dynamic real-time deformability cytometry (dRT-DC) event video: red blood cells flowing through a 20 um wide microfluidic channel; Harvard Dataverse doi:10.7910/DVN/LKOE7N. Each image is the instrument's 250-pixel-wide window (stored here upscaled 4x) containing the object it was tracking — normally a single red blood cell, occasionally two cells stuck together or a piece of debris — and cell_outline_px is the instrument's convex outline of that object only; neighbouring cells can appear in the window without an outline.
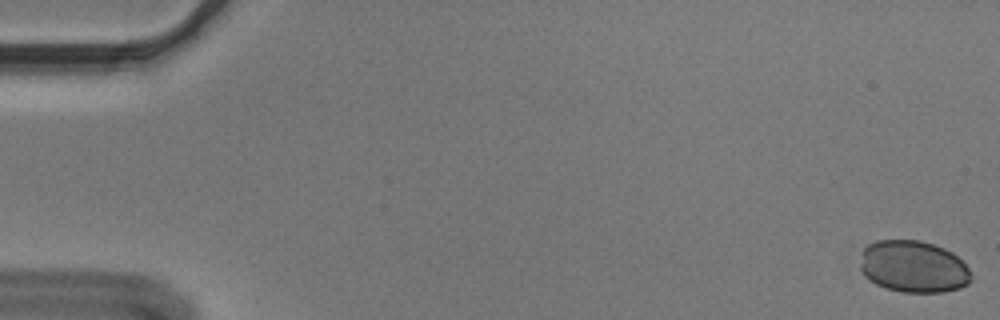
{"species": "Egyptian fruit bat (a non-hibernating species)", "species_latin": "Rousettus aegyptiacus", "temperature_condition": "cold", "stored_images_in_passage": 56, "camera_frame_rate_fps": 3000, "um_per_image_px": 0.085, "animal": {"sex": "male"}, "frame": {"image": 1, "passage_image": 1, "time_ms": 0.0, "image_size_px": [1000, 320], "cell_outline_px": [[972, 280], [968, 284], [960, 288], [944, 292], [904, 292], [888, 288], [876, 284], [864, 276], [860, 268], [860, 264], [864, 248], [868, 244], [876, 240], [920, 240], [944, 248], [952, 252], [968, 268], [972, 276]], "centroid_in_image_um": [77.64, 22.66], "position_along_channel_um": 7.4, "area_um2": 33.58}}
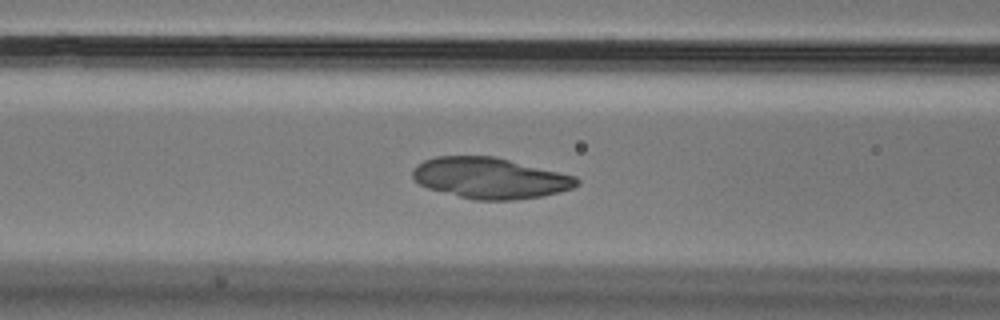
{"frame": {"image": 2, "passage_image": 23, "time_ms": 7.333, "image_size_px": [1000, 320], "cell_outline_px": [[580, 184], [572, 188], [560, 192], [544, 196], [516, 200], [476, 200], [428, 188], [420, 184], [412, 176], [412, 168], [416, 164], [424, 160], [436, 156], [496, 156], [576, 176], [580, 180]], "centroid_in_image_um": [41.68, 15.13], "position_along_channel_um": 124.9, "area_um2": 39.36}}
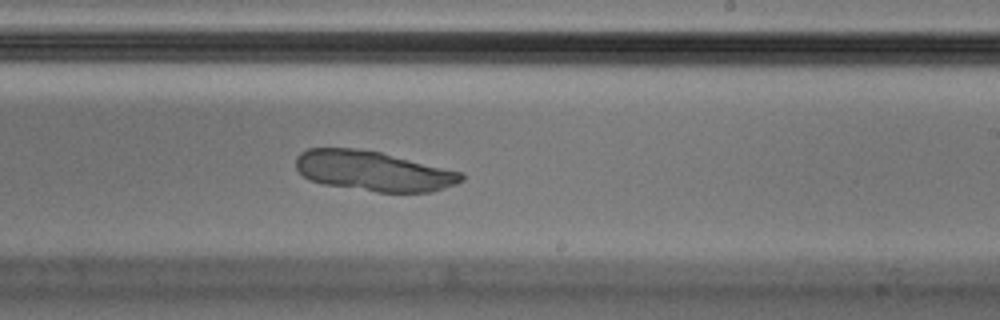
{"frame": {"image": 3, "passage_image": 34, "time_ms": 11.0, "image_size_px": [1000, 320], "cell_outline_px": [[464, 180], [456, 184], [432, 192], [376, 192], [324, 184], [308, 180], [296, 168], [296, 156], [300, 152], [308, 148], [356, 148], [380, 152], [464, 172]], "centroid_in_image_um": [31.74, 14.53], "position_along_channel_um": 257.3, "area_um2": 38.78}}